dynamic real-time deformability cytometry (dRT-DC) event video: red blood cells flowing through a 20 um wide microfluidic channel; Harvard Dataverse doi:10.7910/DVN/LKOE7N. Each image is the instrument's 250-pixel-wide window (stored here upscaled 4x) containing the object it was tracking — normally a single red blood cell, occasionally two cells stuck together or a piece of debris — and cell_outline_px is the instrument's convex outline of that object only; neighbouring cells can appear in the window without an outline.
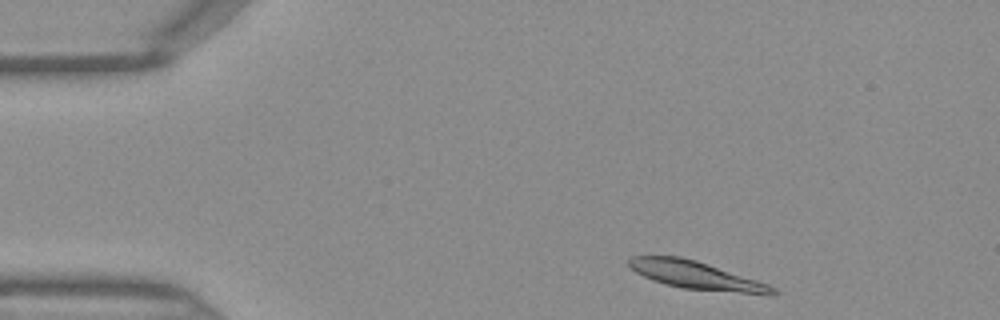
{"species": "Egyptian fruit bat (a non-hibernating species)", "species_latin": "Rousettus aegyptiacus", "temperature_condition": "warm", "stored_images_in_passage": 36, "camera_frame_rate_fps": 3000, "um_per_image_px": 0.085, "frame": {"image": 1, "passage_image": 2, "time_ms": 0.333, "image_size_px": [1000, 320], "cell_outline_px": [[780, 292], [776, 296], [768, 296], [680, 288], [664, 284], [652, 280], [636, 272], [628, 264], [628, 260], [632, 256], [680, 256], [696, 260], [768, 284], [776, 288]], "centroid_in_image_um": [59.27, 23.44], "position_along_channel_um": 25.7, "area_um2": 23.7}}
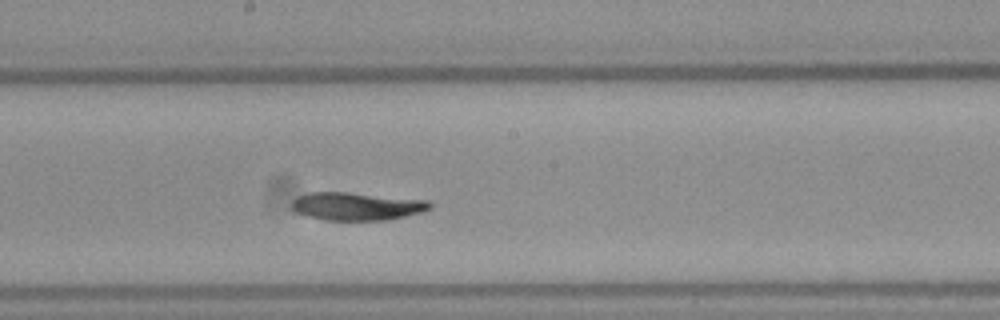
{"frame": {"image": 2, "passage_image": 20, "time_ms": 6.333, "image_size_px": [1000, 320], "cell_outline_px": [[432, 208], [420, 212], [388, 220], [324, 220], [308, 216], [296, 212], [292, 208], [292, 200], [308, 192], [348, 192], [428, 200], [432, 204]], "centroid_in_image_um": [30.32, 17.53], "position_along_channel_um": 217.9, "area_um2": 22.43}}
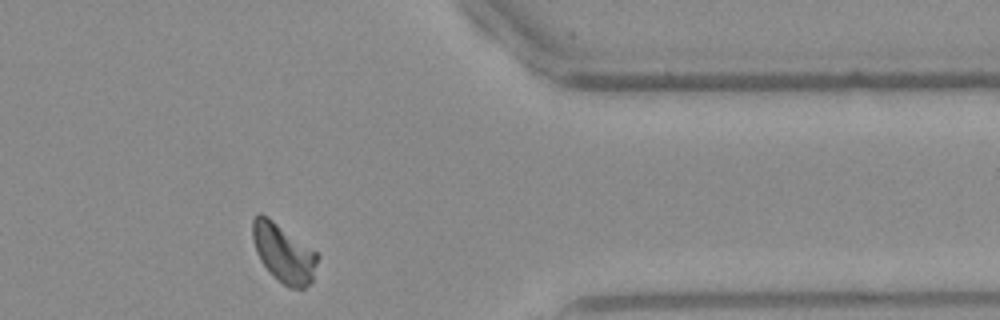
{"frame": {"image": 3, "passage_image": 33, "time_ms": 10.667, "image_size_px": [1000, 320], "cell_outline_px": [[320, 256], [312, 280], [304, 288], [288, 288], [272, 276], [260, 260], [256, 252], [252, 236], [252, 220], [260, 212], [268, 216], [316, 252]], "centroid_in_image_um": [24.09, 21.52], "position_along_channel_um": 387.3, "area_um2": 22.14}}